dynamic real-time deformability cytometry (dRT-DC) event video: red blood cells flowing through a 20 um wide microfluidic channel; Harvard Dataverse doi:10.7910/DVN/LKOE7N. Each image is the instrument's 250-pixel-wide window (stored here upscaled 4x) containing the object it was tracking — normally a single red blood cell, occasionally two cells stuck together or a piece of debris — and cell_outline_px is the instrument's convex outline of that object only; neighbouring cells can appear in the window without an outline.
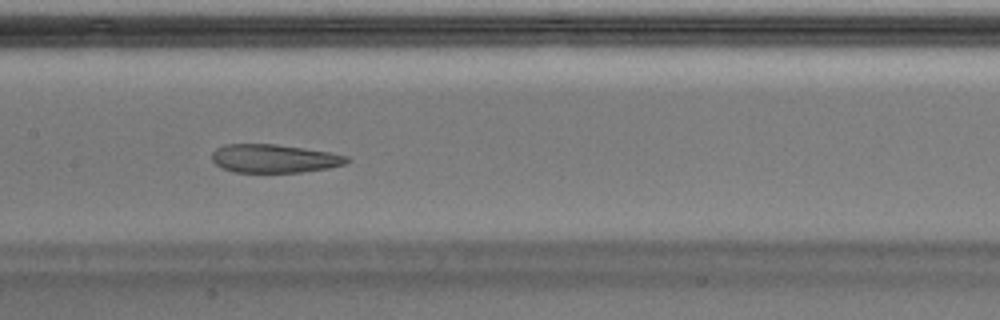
{"species": "Egyptian fruit bat (a non-hibernating species)", "species_latin": "Rousettus aegyptiacus", "temperature_condition": "warm", "stored_images_in_passage": 43, "camera_frame_rate_fps": 3000, "um_per_image_px": 0.085, "animal": {"sex": "male"}, "frame": {"image": 1, "passage_image": 18, "time_ms": 5.667, "image_size_px": [1000, 320], "cell_outline_px": [[348, 160], [344, 164], [328, 168], [300, 172], [236, 172], [224, 168], [216, 164], [212, 160], [212, 152], [216, 148], [224, 144], [276, 144], [328, 152], [348, 156]], "centroid_in_image_um": [23.27, 13.47], "position_along_channel_um": 184.1, "area_um2": 22.08}}
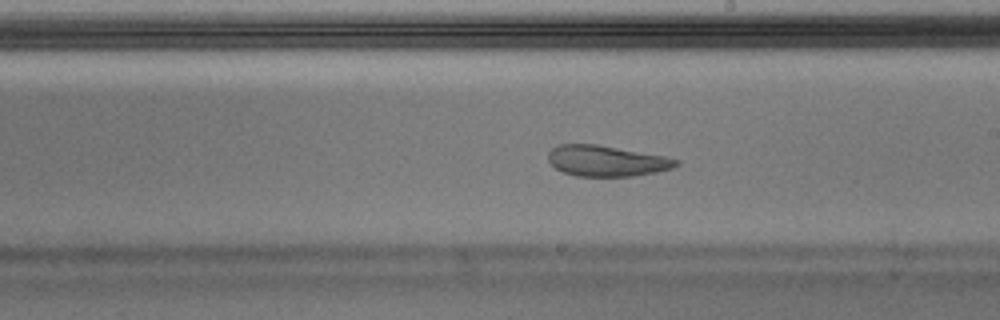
{"frame": {"image": 2, "passage_image": 22, "time_ms": 7.0, "image_size_px": [1000, 320], "cell_outline_px": [[680, 164], [672, 168], [656, 172], [632, 176], [576, 176], [564, 172], [556, 168], [548, 160], [548, 152], [552, 148], [560, 144], [596, 144], [664, 156], [680, 160]], "centroid_in_image_um": [51.56, 13.67], "position_along_channel_um": 237.4, "area_um2": 22.83}, "authors_computed_cell_mechanics": {"area_um2": 26.01, "velocity_mm_per_s": 4.0151, "shape_relaxation_time_tau1_ms": null, "shape_relaxation_time_tau2_ms": 1.978, "deformation_change_tau1": null, "deformation_change_tau2": 0.0709}}